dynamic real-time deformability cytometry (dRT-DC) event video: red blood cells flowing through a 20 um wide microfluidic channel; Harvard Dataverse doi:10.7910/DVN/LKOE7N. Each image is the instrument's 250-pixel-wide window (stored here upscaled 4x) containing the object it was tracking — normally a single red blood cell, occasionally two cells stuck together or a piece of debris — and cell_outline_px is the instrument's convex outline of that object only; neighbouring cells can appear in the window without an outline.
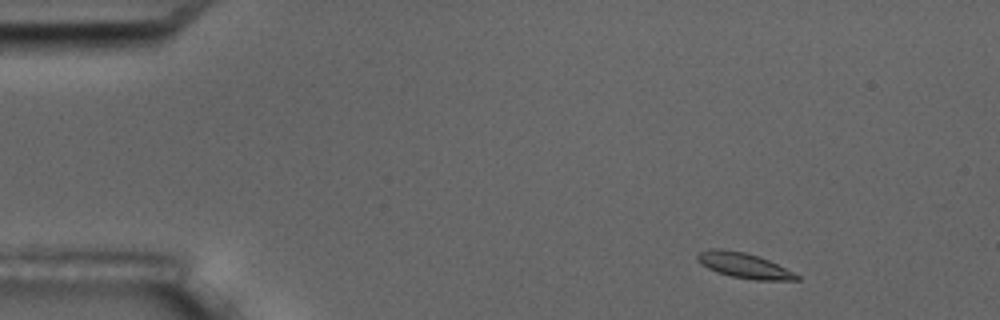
{"species": "common noctule bat (a hibernating species)", "species_latin": "Nyctalus noctula", "temperature_condition": "room temperature", "stored_images_in_passage": 4, "camera_frame_rate_fps": 3000, "um_per_image_px": 0.085, "animal": {"sex": "male", "body_mass_g": 17.5, "forearm_length_mm": 52.3}, "frame": {"image": 1, "passage_image": 1, "time_ms": 0.0, "image_size_px": [1000, 320], "cell_outline_px": [[800, 280], [756, 280], [732, 276], [716, 272], [700, 264], [696, 256], [700, 252], [712, 248], [720, 248], [744, 252], [760, 256], [800, 276]], "centroid_in_image_um": [63.21, 22.55], "position_along_channel_um": 21.8, "area_um2": 14.45}}
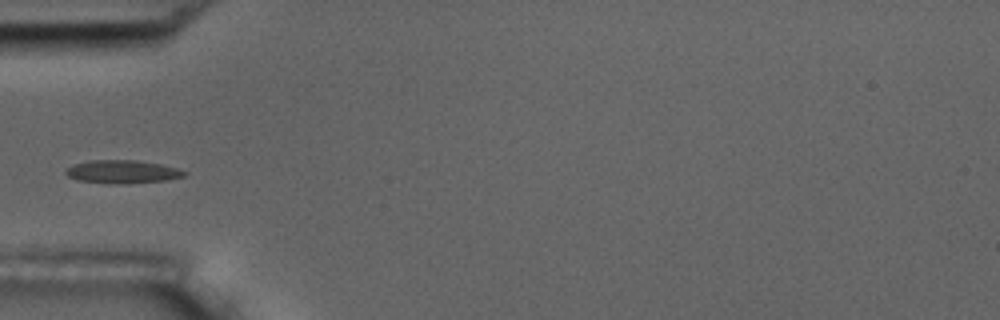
{"frame": {"image": 2, "passage_image": 4, "time_ms": 4.0, "image_size_px": [1000, 320], "cell_outline_px": [[188, 172], [184, 176], [168, 180], [120, 184], [76, 180], [68, 176], [64, 172], [72, 164], [92, 160], [136, 160], [160, 164], [176, 168]], "centroid_in_image_um": [10.4, 14.59], "position_along_channel_um": 74.6, "area_um2": 15.9}}